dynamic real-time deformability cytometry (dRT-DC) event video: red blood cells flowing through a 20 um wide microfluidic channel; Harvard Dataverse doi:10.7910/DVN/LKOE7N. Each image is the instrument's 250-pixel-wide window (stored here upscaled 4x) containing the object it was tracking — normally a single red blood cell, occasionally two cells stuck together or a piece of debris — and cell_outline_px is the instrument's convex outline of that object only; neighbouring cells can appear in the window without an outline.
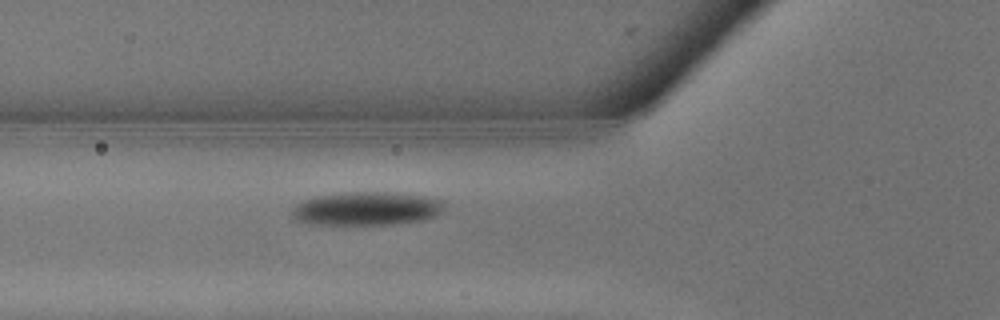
{"species": "common noctule bat (a hibernating species)", "species_latin": "Nyctalus noctula", "temperature_condition": "warm", "stored_images_in_passage": 2, "camera_frame_rate_fps": 3000, "um_per_image_px": 0.085, "animal": {"sex": "male", "body_mass_g": 13.3}, "frame": {"image": 1, "passage_image": 2, "time_ms": 0.333, "image_size_px": [1000, 320], "cell_outline_px": [[448, 204], [436, 216], [424, 220], [400, 224], [308, 224], [296, 220], [292, 216], [292, 208], [296, 204], [304, 200], [316, 196], [348, 192], [404, 192], [444, 200]], "centroid_in_image_um": [31.23, 17.72], "position_along_channel_um": 94.6, "area_um2": 30.23}}